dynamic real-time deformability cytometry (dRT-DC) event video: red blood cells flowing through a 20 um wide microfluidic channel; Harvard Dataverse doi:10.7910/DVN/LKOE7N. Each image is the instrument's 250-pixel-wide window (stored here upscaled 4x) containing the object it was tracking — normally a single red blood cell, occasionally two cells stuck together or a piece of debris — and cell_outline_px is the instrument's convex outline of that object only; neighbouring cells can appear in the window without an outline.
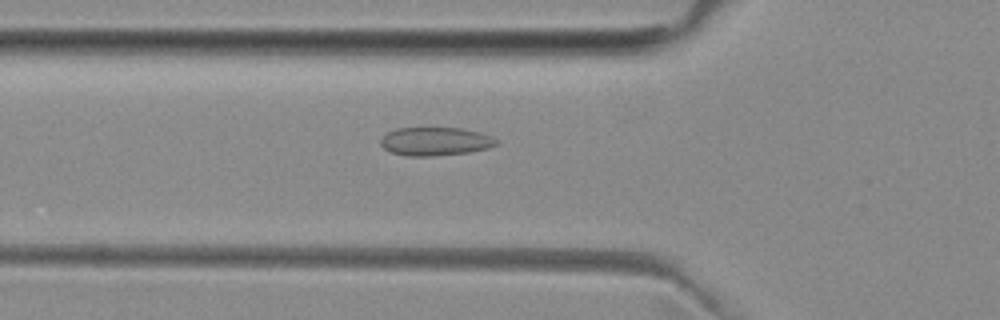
{"species": "common noctule bat (a hibernating species)", "species_latin": "Nyctalus noctula", "temperature_condition": "room temperature", "stored_images_in_passage": 34, "camera_frame_rate_fps": 3000, "um_per_image_px": 0.085, "animal": {"sex": "female", "body_mass_g": 29.2, "forearm_length_mm": 56.3}, "frame": {"image": 1, "passage_image": 2, "time_ms": 0.333, "image_size_px": [1000, 320], "cell_outline_px": [[500, 144], [488, 148], [468, 152], [432, 156], [408, 156], [392, 152], [384, 148], [380, 144], [380, 140], [388, 132], [396, 128], [460, 128], [480, 132], [492, 136], [500, 140]], "centroid_in_image_um": [37.05, 12.01], "position_along_channel_um": 88.8, "area_um2": 19.19}}
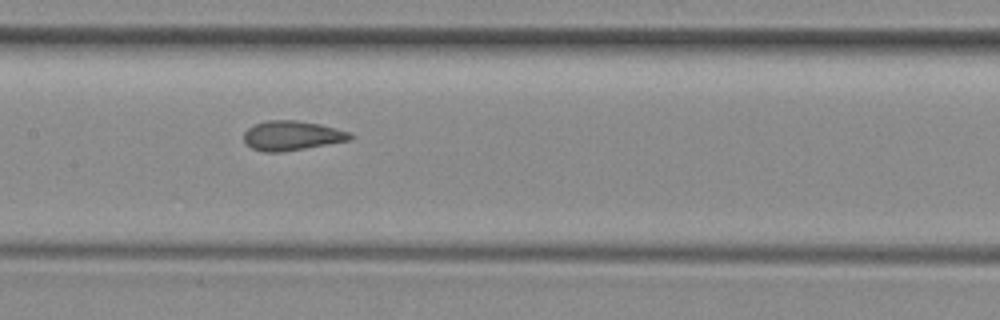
{"frame": {"image": 2, "passage_image": 9, "time_ms": 2.667, "image_size_px": [1000, 320], "cell_outline_px": [[352, 140], [280, 152], [264, 152], [252, 148], [244, 140], [244, 132], [252, 124], [268, 120], [296, 120], [320, 124], [352, 132]], "centroid_in_image_um": [24.82, 11.51], "position_along_channel_um": 182.6, "area_um2": 18.32}}
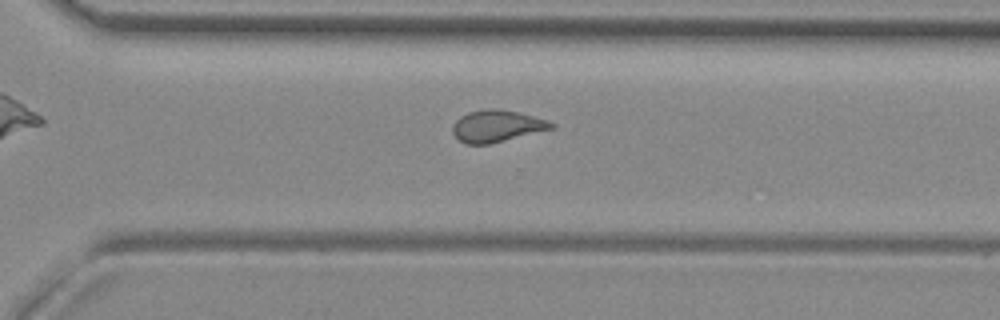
{"frame": {"image": 3, "passage_image": 20, "time_ms": 6.333, "image_size_px": [1000, 320], "cell_outline_px": [[556, 128], [488, 144], [464, 144], [452, 132], [452, 124], [460, 116], [468, 112], [484, 108], [500, 108], [520, 112], [548, 120], [556, 124]], "centroid_in_image_um": [42.25, 10.69], "position_along_channel_um": 328.4, "area_um2": 18.61}}